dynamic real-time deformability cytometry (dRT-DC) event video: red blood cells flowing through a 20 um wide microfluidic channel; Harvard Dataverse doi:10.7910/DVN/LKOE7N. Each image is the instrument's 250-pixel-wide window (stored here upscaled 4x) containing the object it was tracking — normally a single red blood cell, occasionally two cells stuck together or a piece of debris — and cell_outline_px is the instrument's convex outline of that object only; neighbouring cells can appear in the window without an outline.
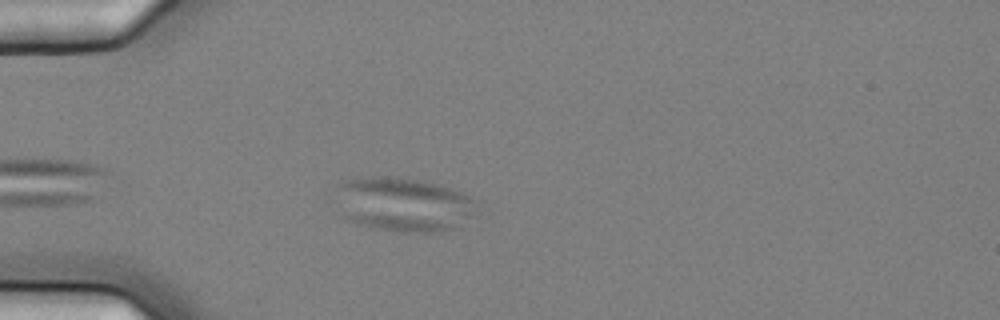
{"species": "common noctule bat (a hibernating species)", "species_latin": "Nyctalus noctula", "temperature_condition": "cold", "stored_images_in_passage": 1, "camera_frame_rate_fps": 3000, "um_per_image_px": 0.085, "animal": {"sex": "female", "body_mass_g": 25.1}, "frame": {"image": 1, "passage_image": 1, "time_ms": 0.0, "image_size_px": [1000, 320], "cell_outline_px": [[476, 216], [460, 228], [436, 232], [400, 232], [356, 224], [348, 220], [344, 216], [324, 192], [336, 184], [344, 180], [372, 176], [400, 176], [440, 184], [460, 192], [476, 200]], "centroid_in_image_um": [34.18, 17.35], "position_along_channel_um": 50.8, "area_um2": 46.7}}